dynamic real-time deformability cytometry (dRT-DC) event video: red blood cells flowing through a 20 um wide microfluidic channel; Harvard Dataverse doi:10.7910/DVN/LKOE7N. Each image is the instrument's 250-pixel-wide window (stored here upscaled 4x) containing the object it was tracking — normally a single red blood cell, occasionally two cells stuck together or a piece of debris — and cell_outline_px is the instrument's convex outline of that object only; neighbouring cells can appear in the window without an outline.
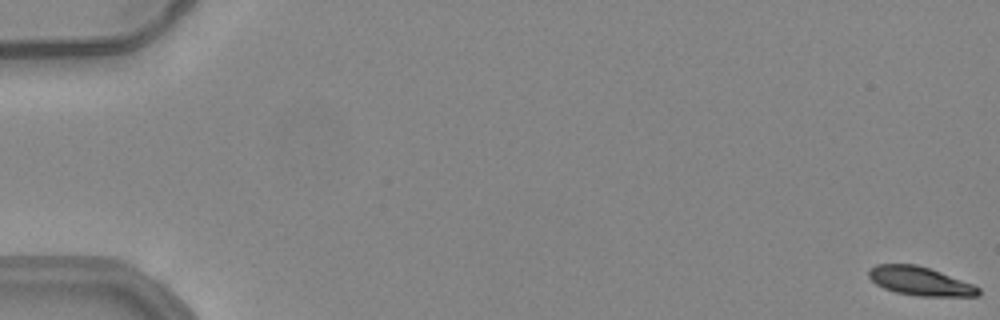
{"species": "common noctule bat (a hibernating species)", "species_latin": "Nyctalus noctula", "temperature_condition": "warm", "stored_images_in_passage": 48, "camera_frame_rate_fps": 3000, "um_per_image_px": 0.085, "animal": {"sex": "female", "body_mass_g": 24.6, "forearm_length_mm": 56.2}, "frame": {"image": 1, "passage_image": 1, "time_ms": 0.0, "image_size_px": [1000, 320], "cell_outline_px": [[980, 296], [920, 296], [896, 292], [884, 288], [876, 284], [868, 276], [868, 268], [876, 264], [916, 264], [940, 272], [972, 284], [980, 288]], "centroid_in_image_um": [78.18, 23.89], "position_along_channel_um": 6.8, "area_um2": 18.21}}
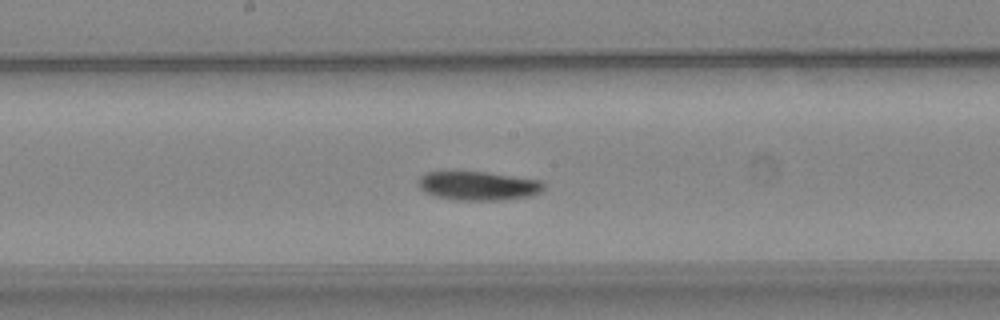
{"frame": {"image": 2, "passage_image": 30, "time_ms": 9.667, "image_size_px": [1000, 320], "cell_outline_px": [[544, 188], [540, 192], [532, 196], [504, 200], [456, 200], [436, 196], [420, 188], [416, 184], [416, 180], [420, 176], [428, 172], [456, 168], [540, 180], [544, 184]], "centroid_in_image_um": [40.58, 15.75], "position_along_channel_um": 207.6, "area_um2": 21.85}}
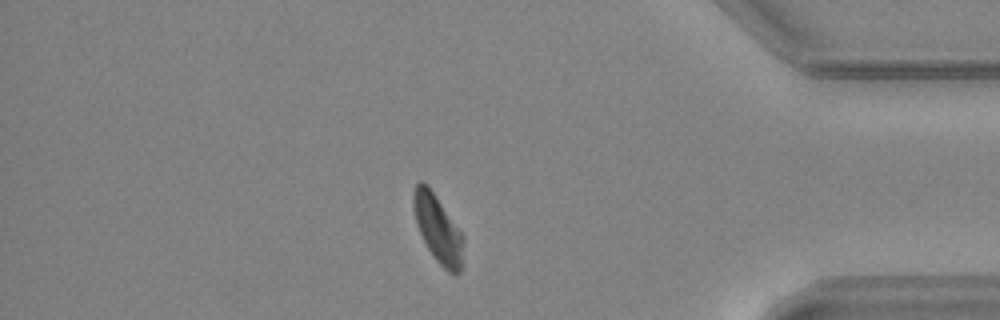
{"frame": {"image": 3, "passage_image": 47, "time_ms": 15.333, "image_size_px": [1000, 320], "cell_outline_px": [[464, 240], [460, 272], [456, 276], [448, 272], [432, 256], [416, 224], [412, 204], [412, 192], [416, 184], [420, 180], [428, 184], [464, 236]], "centroid_in_image_um": [37.21, 19.43], "position_along_channel_um": 398.0, "area_um2": 19.77}, "authors_computed_cell_mechanics": {"area_um2": 20.4034, "velocity_mm_per_s": 3.9136, "shape_relaxation_time_tau1_ms": 4.4026, "shape_relaxation_time_tau2_ms": null, "deformation_change_tau1": 0.1559, "deformation_change_tau2": null}}